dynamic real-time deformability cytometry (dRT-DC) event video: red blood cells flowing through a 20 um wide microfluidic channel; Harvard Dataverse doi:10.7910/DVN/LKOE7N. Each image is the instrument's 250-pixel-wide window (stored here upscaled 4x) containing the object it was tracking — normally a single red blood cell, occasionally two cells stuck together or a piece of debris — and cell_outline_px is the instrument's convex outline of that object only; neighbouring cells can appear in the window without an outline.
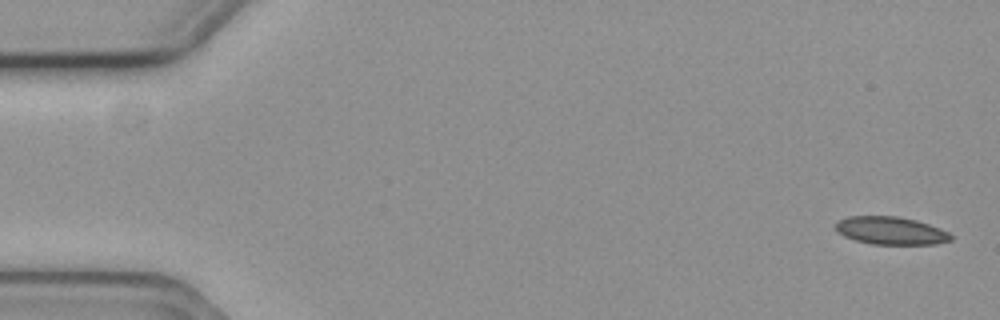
{"species": "common noctule bat (a hibernating species)", "species_latin": "Nyctalus noctula", "temperature_condition": "cold", "stored_images_in_passage": 6, "camera_frame_rate_fps": 3000, "um_per_image_px": 0.085, "animal": {"sex": "female", "body_mass_g": 19.3, "forearm_length_mm": 54.1}, "frame": {"image": 1, "passage_image": 1, "time_ms": 0.0, "image_size_px": [1000, 320], "cell_outline_px": [[952, 240], [936, 244], [872, 244], [856, 240], [844, 236], [836, 232], [836, 224], [840, 220], [848, 216], [896, 216], [916, 220], [940, 228], [948, 232], [952, 236]], "centroid_in_image_um": [75.72, 19.6], "position_along_channel_um": 9.3, "area_um2": 18.61}}